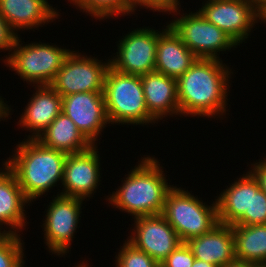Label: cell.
<instances>
[{
	"instance_id": "cell-1",
	"label": "cell",
	"mask_w": 266,
	"mask_h": 267,
	"mask_svg": "<svg viewBox=\"0 0 266 267\" xmlns=\"http://www.w3.org/2000/svg\"><path fill=\"white\" fill-rule=\"evenodd\" d=\"M231 70L221 59L198 58L177 79L180 115L215 118L226 114Z\"/></svg>"
},
{
	"instance_id": "cell-2",
	"label": "cell",
	"mask_w": 266,
	"mask_h": 267,
	"mask_svg": "<svg viewBox=\"0 0 266 267\" xmlns=\"http://www.w3.org/2000/svg\"><path fill=\"white\" fill-rule=\"evenodd\" d=\"M141 159L122 180V186L107 198L113 207L133 215L134 219L162 214L166 196L173 188L166 182L162 166L155 157Z\"/></svg>"
},
{
	"instance_id": "cell-3",
	"label": "cell",
	"mask_w": 266,
	"mask_h": 267,
	"mask_svg": "<svg viewBox=\"0 0 266 267\" xmlns=\"http://www.w3.org/2000/svg\"><path fill=\"white\" fill-rule=\"evenodd\" d=\"M4 164L14 173L31 203L62 182L67 153L43 146L37 139L20 142Z\"/></svg>"
},
{
	"instance_id": "cell-4",
	"label": "cell",
	"mask_w": 266,
	"mask_h": 267,
	"mask_svg": "<svg viewBox=\"0 0 266 267\" xmlns=\"http://www.w3.org/2000/svg\"><path fill=\"white\" fill-rule=\"evenodd\" d=\"M103 95L109 123L155 124L156 120L147 110L141 76L124 74L110 66L105 75Z\"/></svg>"
},
{
	"instance_id": "cell-5",
	"label": "cell",
	"mask_w": 266,
	"mask_h": 267,
	"mask_svg": "<svg viewBox=\"0 0 266 267\" xmlns=\"http://www.w3.org/2000/svg\"><path fill=\"white\" fill-rule=\"evenodd\" d=\"M205 204L181 187L173 186L168 192L162 215L183 243L210 232L219 224L216 200L212 206Z\"/></svg>"
},
{
	"instance_id": "cell-6",
	"label": "cell",
	"mask_w": 266,
	"mask_h": 267,
	"mask_svg": "<svg viewBox=\"0 0 266 267\" xmlns=\"http://www.w3.org/2000/svg\"><path fill=\"white\" fill-rule=\"evenodd\" d=\"M21 42L17 37L5 65L29 84L50 85L71 50L41 42L22 46Z\"/></svg>"
},
{
	"instance_id": "cell-7",
	"label": "cell",
	"mask_w": 266,
	"mask_h": 267,
	"mask_svg": "<svg viewBox=\"0 0 266 267\" xmlns=\"http://www.w3.org/2000/svg\"><path fill=\"white\" fill-rule=\"evenodd\" d=\"M185 14L170 21L168 25L198 58L220 59V51H229L238 46L230 36L209 22L199 11Z\"/></svg>"
},
{
	"instance_id": "cell-8",
	"label": "cell",
	"mask_w": 266,
	"mask_h": 267,
	"mask_svg": "<svg viewBox=\"0 0 266 267\" xmlns=\"http://www.w3.org/2000/svg\"><path fill=\"white\" fill-rule=\"evenodd\" d=\"M105 62L81 55L79 51H71L50 86L61 97L74 93L103 92L110 59Z\"/></svg>"
},
{
	"instance_id": "cell-9",
	"label": "cell",
	"mask_w": 266,
	"mask_h": 267,
	"mask_svg": "<svg viewBox=\"0 0 266 267\" xmlns=\"http://www.w3.org/2000/svg\"><path fill=\"white\" fill-rule=\"evenodd\" d=\"M158 38L159 31L148 27L129 32L119 40L118 52L110 58V66L131 75L154 72Z\"/></svg>"
},
{
	"instance_id": "cell-10",
	"label": "cell",
	"mask_w": 266,
	"mask_h": 267,
	"mask_svg": "<svg viewBox=\"0 0 266 267\" xmlns=\"http://www.w3.org/2000/svg\"><path fill=\"white\" fill-rule=\"evenodd\" d=\"M84 200L57 194L50 202L43 223L44 239L49 253L66 255L69 253L71 242L81 214Z\"/></svg>"
},
{
	"instance_id": "cell-11",
	"label": "cell",
	"mask_w": 266,
	"mask_h": 267,
	"mask_svg": "<svg viewBox=\"0 0 266 267\" xmlns=\"http://www.w3.org/2000/svg\"><path fill=\"white\" fill-rule=\"evenodd\" d=\"M198 11L238 45L249 38L253 26L260 20L250 0H208Z\"/></svg>"
},
{
	"instance_id": "cell-12",
	"label": "cell",
	"mask_w": 266,
	"mask_h": 267,
	"mask_svg": "<svg viewBox=\"0 0 266 267\" xmlns=\"http://www.w3.org/2000/svg\"><path fill=\"white\" fill-rule=\"evenodd\" d=\"M134 224L127 240L159 264L182 243L162 214L137 217Z\"/></svg>"
},
{
	"instance_id": "cell-13",
	"label": "cell",
	"mask_w": 266,
	"mask_h": 267,
	"mask_svg": "<svg viewBox=\"0 0 266 267\" xmlns=\"http://www.w3.org/2000/svg\"><path fill=\"white\" fill-rule=\"evenodd\" d=\"M97 148L96 143L88 150L67 155L61 182L64 188L59 195L82 200L94 195L100 185L98 182L101 181L100 155Z\"/></svg>"
},
{
	"instance_id": "cell-14",
	"label": "cell",
	"mask_w": 266,
	"mask_h": 267,
	"mask_svg": "<svg viewBox=\"0 0 266 267\" xmlns=\"http://www.w3.org/2000/svg\"><path fill=\"white\" fill-rule=\"evenodd\" d=\"M62 112L77 126L85 138L95 145L109 123L103 92L74 93L62 97Z\"/></svg>"
},
{
	"instance_id": "cell-15",
	"label": "cell",
	"mask_w": 266,
	"mask_h": 267,
	"mask_svg": "<svg viewBox=\"0 0 266 267\" xmlns=\"http://www.w3.org/2000/svg\"><path fill=\"white\" fill-rule=\"evenodd\" d=\"M35 89L18 121L21 128L33 132L27 139H37L62 112V97L50 85H35Z\"/></svg>"
},
{
	"instance_id": "cell-16",
	"label": "cell",
	"mask_w": 266,
	"mask_h": 267,
	"mask_svg": "<svg viewBox=\"0 0 266 267\" xmlns=\"http://www.w3.org/2000/svg\"><path fill=\"white\" fill-rule=\"evenodd\" d=\"M141 81L148 113L156 123L164 117L180 115L177 79L154 71L141 75Z\"/></svg>"
},
{
	"instance_id": "cell-17",
	"label": "cell",
	"mask_w": 266,
	"mask_h": 267,
	"mask_svg": "<svg viewBox=\"0 0 266 267\" xmlns=\"http://www.w3.org/2000/svg\"><path fill=\"white\" fill-rule=\"evenodd\" d=\"M197 60L198 57L189 50L169 25L159 31L156 49V72L178 79Z\"/></svg>"
},
{
	"instance_id": "cell-18",
	"label": "cell",
	"mask_w": 266,
	"mask_h": 267,
	"mask_svg": "<svg viewBox=\"0 0 266 267\" xmlns=\"http://www.w3.org/2000/svg\"><path fill=\"white\" fill-rule=\"evenodd\" d=\"M195 259L214 266H225L235 258L234 234L231 225H216L210 232L186 242Z\"/></svg>"
},
{
	"instance_id": "cell-19",
	"label": "cell",
	"mask_w": 266,
	"mask_h": 267,
	"mask_svg": "<svg viewBox=\"0 0 266 267\" xmlns=\"http://www.w3.org/2000/svg\"><path fill=\"white\" fill-rule=\"evenodd\" d=\"M48 0H0V14L16 32L36 29L58 18L57 9Z\"/></svg>"
},
{
	"instance_id": "cell-20",
	"label": "cell",
	"mask_w": 266,
	"mask_h": 267,
	"mask_svg": "<svg viewBox=\"0 0 266 267\" xmlns=\"http://www.w3.org/2000/svg\"><path fill=\"white\" fill-rule=\"evenodd\" d=\"M2 165L4 166L3 171L0 169V229L2 230V225L10 226L8 231L4 229V233L18 234L27 222L24 209L30 202L24 196L14 173L4 163Z\"/></svg>"
},
{
	"instance_id": "cell-21",
	"label": "cell",
	"mask_w": 266,
	"mask_h": 267,
	"mask_svg": "<svg viewBox=\"0 0 266 267\" xmlns=\"http://www.w3.org/2000/svg\"><path fill=\"white\" fill-rule=\"evenodd\" d=\"M37 140L47 148L67 154L83 152L92 146L76 124L63 112L39 135Z\"/></svg>"
},
{
	"instance_id": "cell-22",
	"label": "cell",
	"mask_w": 266,
	"mask_h": 267,
	"mask_svg": "<svg viewBox=\"0 0 266 267\" xmlns=\"http://www.w3.org/2000/svg\"><path fill=\"white\" fill-rule=\"evenodd\" d=\"M220 193L216 200L218 220L234 225L244 214H250L251 173L248 171Z\"/></svg>"
},
{
	"instance_id": "cell-23",
	"label": "cell",
	"mask_w": 266,
	"mask_h": 267,
	"mask_svg": "<svg viewBox=\"0 0 266 267\" xmlns=\"http://www.w3.org/2000/svg\"><path fill=\"white\" fill-rule=\"evenodd\" d=\"M235 258L266 264V224L232 225Z\"/></svg>"
},
{
	"instance_id": "cell-24",
	"label": "cell",
	"mask_w": 266,
	"mask_h": 267,
	"mask_svg": "<svg viewBox=\"0 0 266 267\" xmlns=\"http://www.w3.org/2000/svg\"><path fill=\"white\" fill-rule=\"evenodd\" d=\"M95 19H107L118 15H131L135 11L134 0H68Z\"/></svg>"
},
{
	"instance_id": "cell-25",
	"label": "cell",
	"mask_w": 266,
	"mask_h": 267,
	"mask_svg": "<svg viewBox=\"0 0 266 267\" xmlns=\"http://www.w3.org/2000/svg\"><path fill=\"white\" fill-rule=\"evenodd\" d=\"M20 235L3 233L0 236V267H24V243Z\"/></svg>"
},
{
	"instance_id": "cell-26",
	"label": "cell",
	"mask_w": 266,
	"mask_h": 267,
	"mask_svg": "<svg viewBox=\"0 0 266 267\" xmlns=\"http://www.w3.org/2000/svg\"><path fill=\"white\" fill-rule=\"evenodd\" d=\"M266 224V194L251 174L250 214H244L234 225Z\"/></svg>"
},
{
	"instance_id": "cell-27",
	"label": "cell",
	"mask_w": 266,
	"mask_h": 267,
	"mask_svg": "<svg viewBox=\"0 0 266 267\" xmlns=\"http://www.w3.org/2000/svg\"><path fill=\"white\" fill-rule=\"evenodd\" d=\"M124 242L115 257L116 267H158L159 263L147 253L137 249L128 240Z\"/></svg>"
},
{
	"instance_id": "cell-28",
	"label": "cell",
	"mask_w": 266,
	"mask_h": 267,
	"mask_svg": "<svg viewBox=\"0 0 266 267\" xmlns=\"http://www.w3.org/2000/svg\"><path fill=\"white\" fill-rule=\"evenodd\" d=\"M195 257L187 243H181L160 263L163 267H192Z\"/></svg>"
},
{
	"instance_id": "cell-29",
	"label": "cell",
	"mask_w": 266,
	"mask_h": 267,
	"mask_svg": "<svg viewBox=\"0 0 266 267\" xmlns=\"http://www.w3.org/2000/svg\"><path fill=\"white\" fill-rule=\"evenodd\" d=\"M180 0H134L135 10L138 6L145 7L146 9L153 10L154 12H169L174 13L173 15L180 14ZM176 12V13H175Z\"/></svg>"
},
{
	"instance_id": "cell-30",
	"label": "cell",
	"mask_w": 266,
	"mask_h": 267,
	"mask_svg": "<svg viewBox=\"0 0 266 267\" xmlns=\"http://www.w3.org/2000/svg\"><path fill=\"white\" fill-rule=\"evenodd\" d=\"M18 36V33L10 27L9 23L0 14V50H10L9 52H12Z\"/></svg>"
},
{
	"instance_id": "cell-31",
	"label": "cell",
	"mask_w": 266,
	"mask_h": 267,
	"mask_svg": "<svg viewBox=\"0 0 266 267\" xmlns=\"http://www.w3.org/2000/svg\"><path fill=\"white\" fill-rule=\"evenodd\" d=\"M250 168L252 169L249 172L257 180L259 188L266 194V158L252 164Z\"/></svg>"
},
{
	"instance_id": "cell-32",
	"label": "cell",
	"mask_w": 266,
	"mask_h": 267,
	"mask_svg": "<svg viewBox=\"0 0 266 267\" xmlns=\"http://www.w3.org/2000/svg\"><path fill=\"white\" fill-rule=\"evenodd\" d=\"M225 267H260L259 264L234 258L231 262H228Z\"/></svg>"
},
{
	"instance_id": "cell-33",
	"label": "cell",
	"mask_w": 266,
	"mask_h": 267,
	"mask_svg": "<svg viewBox=\"0 0 266 267\" xmlns=\"http://www.w3.org/2000/svg\"><path fill=\"white\" fill-rule=\"evenodd\" d=\"M2 96H0V119L3 120V118H5L4 120H7V118H9L8 116L11 115V108L9 107V105H7L6 103H4V100L1 98Z\"/></svg>"
},
{
	"instance_id": "cell-34",
	"label": "cell",
	"mask_w": 266,
	"mask_h": 267,
	"mask_svg": "<svg viewBox=\"0 0 266 267\" xmlns=\"http://www.w3.org/2000/svg\"><path fill=\"white\" fill-rule=\"evenodd\" d=\"M255 10L260 14L266 8V0H250Z\"/></svg>"
},
{
	"instance_id": "cell-35",
	"label": "cell",
	"mask_w": 266,
	"mask_h": 267,
	"mask_svg": "<svg viewBox=\"0 0 266 267\" xmlns=\"http://www.w3.org/2000/svg\"><path fill=\"white\" fill-rule=\"evenodd\" d=\"M192 267H214V265L207 263L206 261H203V260L195 259Z\"/></svg>"
},
{
	"instance_id": "cell-36",
	"label": "cell",
	"mask_w": 266,
	"mask_h": 267,
	"mask_svg": "<svg viewBox=\"0 0 266 267\" xmlns=\"http://www.w3.org/2000/svg\"><path fill=\"white\" fill-rule=\"evenodd\" d=\"M260 20L266 23V8L260 13Z\"/></svg>"
},
{
	"instance_id": "cell-37",
	"label": "cell",
	"mask_w": 266,
	"mask_h": 267,
	"mask_svg": "<svg viewBox=\"0 0 266 267\" xmlns=\"http://www.w3.org/2000/svg\"><path fill=\"white\" fill-rule=\"evenodd\" d=\"M86 262H83L82 261V263H80V264H78L76 267H88L89 265L86 263Z\"/></svg>"
}]
</instances>
